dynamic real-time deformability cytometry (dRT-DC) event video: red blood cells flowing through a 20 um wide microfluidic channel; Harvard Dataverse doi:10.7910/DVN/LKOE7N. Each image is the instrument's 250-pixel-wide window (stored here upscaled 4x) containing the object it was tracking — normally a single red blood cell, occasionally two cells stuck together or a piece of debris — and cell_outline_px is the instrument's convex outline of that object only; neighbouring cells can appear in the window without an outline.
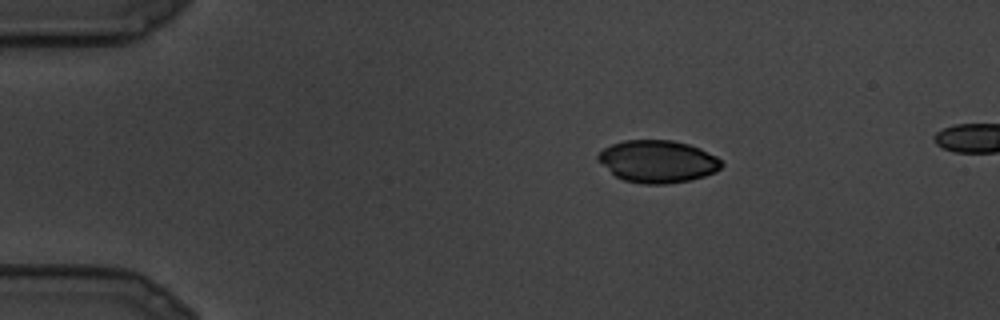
{"species": "common noctule bat (a hibernating species)", "species_latin": "Nyctalus noctula", "temperature_condition": "cold", "stored_images_in_passage": 9, "camera_frame_rate_fps": 3000, "um_per_image_px": 0.085, "animal": {"sex": "male", "body_mass_g": 19.5, "forearm_length_mm": 54.6}, "frame": {"image": 1, "passage_image": 4, "time_ms": 1.0, "image_size_px": [1000, 320], "cell_outline_px": [[724, 164], [716, 172], [704, 176], [688, 180], [664, 184], [644, 184], [624, 180], [616, 176], [596, 160], [596, 156], [604, 148], [612, 144], [624, 140], [672, 140], [688, 144], [700, 148], [716, 156]], "centroid_in_image_um": [55.89, 13.71], "position_along_channel_um": 29.1, "area_um2": 30.4}}